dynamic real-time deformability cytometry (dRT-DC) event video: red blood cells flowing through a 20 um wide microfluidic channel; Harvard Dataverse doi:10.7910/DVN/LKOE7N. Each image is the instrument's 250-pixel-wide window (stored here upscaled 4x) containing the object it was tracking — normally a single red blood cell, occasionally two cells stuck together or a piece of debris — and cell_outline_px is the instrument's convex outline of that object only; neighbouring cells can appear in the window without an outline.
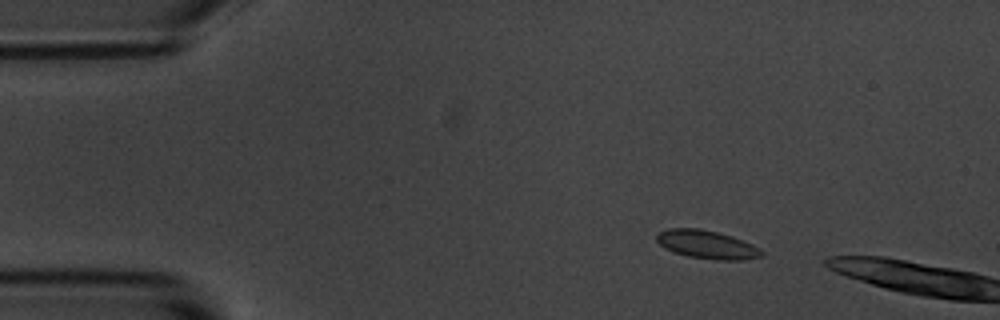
{"species": "common noctule bat (a hibernating species)", "species_latin": "Nyctalus noctula", "temperature_condition": "room temperature", "stored_images_in_passage": 3, "camera_frame_rate_fps": 3000, "um_per_image_px": 0.085, "animal": {"sex": "male", "body_mass_g": 20.1, "forearm_length_mm": 53.5}, "frame": {"image": 1, "passage_image": 2, "time_ms": 1.333, "image_size_px": [1000, 320], "cell_outline_px": [[764, 256], [744, 260], [720, 260], [688, 256], [676, 252], [660, 244], [656, 240], [656, 236], [660, 232], [668, 228], [700, 228], [732, 236], [752, 244], [760, 248], [764, 252]], "centroid_in_image_um": [60.14, 20.78], "position_along_channel_um": 24.9, "area_um2": 17.17}}